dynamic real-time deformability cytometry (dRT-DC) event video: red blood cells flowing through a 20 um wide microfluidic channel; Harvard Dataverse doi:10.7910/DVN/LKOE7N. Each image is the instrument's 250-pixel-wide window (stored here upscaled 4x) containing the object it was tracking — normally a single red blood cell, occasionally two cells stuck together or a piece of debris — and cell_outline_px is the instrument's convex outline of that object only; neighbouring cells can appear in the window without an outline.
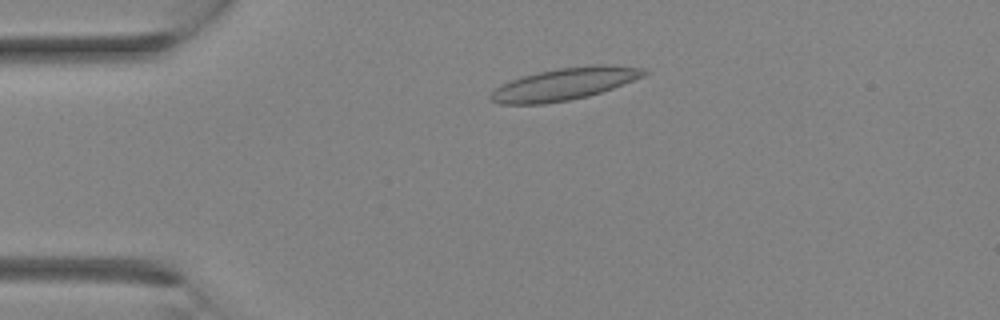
{"species": "Egyptian fruit bat (a non-hibernating species)", "species_latin": "Rousettus aegyptiacus", "temperature_condition": "room temperature", "stored_images_in_passage": 3, "camera_frame_rate_fps": 3000, "um_per_image_px": 0.085, "animal": {"sex": "female"}, "frame": {"image": 1, "passage_image": 2, "time_ms": 1.333, "image_size_px": [1000, 320], "cell_outline_px": [[648, 72], [644, 76], [612, 88], [588, 96], [568, 100], [544, 104], [500, 104], [488, 100], [488, 96], [500, 84], [524, 76], [540, 72], [560, 68], [596, 64], [616, 64], [644, 68]], "centroid_in_image_um": [47.98, 7.14], "position_along_channel_um": 37.0, "area_um2": 28.67}}
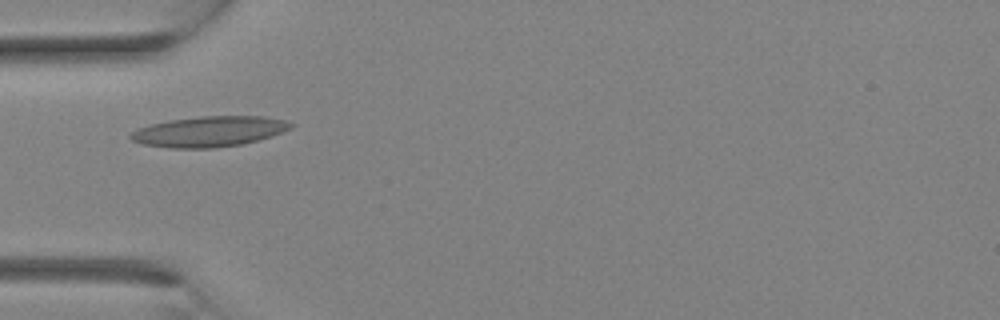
{"frame": {"image": 2, "passage_image": 3, "time_ms": 2.333, "image_size_px": [1000, 320], "cell_outline_px": [[296, 124], [292, 128], [272, 136], [240, 144], [212, 148], [168, 148], [144, 144], [132, 140], [128, 136], [136, 128], [152, 124], [172, 120], [200, 116], [264, 116], [284, 120]], "centroid_in_image_um": [17.79, 11.17], "position_along_channel_um": 67.2, "area_um2": 28.32}}